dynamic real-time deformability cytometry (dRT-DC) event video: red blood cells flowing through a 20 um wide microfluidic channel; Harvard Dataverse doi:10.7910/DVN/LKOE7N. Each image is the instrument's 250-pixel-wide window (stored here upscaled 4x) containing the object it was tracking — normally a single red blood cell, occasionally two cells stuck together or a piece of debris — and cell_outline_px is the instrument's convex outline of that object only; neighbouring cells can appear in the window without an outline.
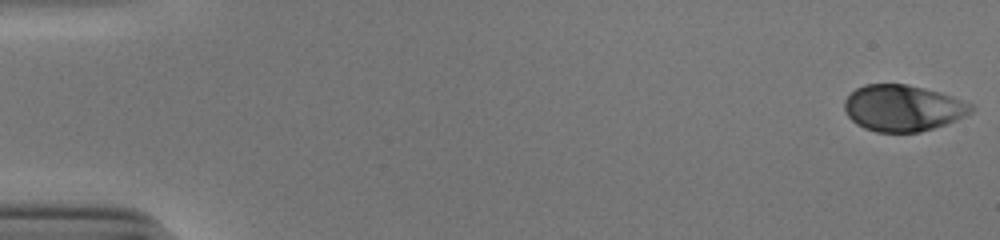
{"species": "human", "species_latin": "Homo sapiens", "temperature_condition": "cold", "stored_images_in_passage": 53, "camera_frame_rate_fps": 3000, "um_per_image_px": 0.085, "donor": {"sex": "male"}, "frame": {"image": 1, "passage_image": 1, "time_ms": 0.0, "image_size_px": [1000, 240], "cell_outline_px": [[972, 112], [956, 120], [920, 132], [876, 132], [864, 128], [856, 124], [848, 116], [844, 108], [844, 100], [856, 88], [864, 84], [908, 84], [940, 92], [952, 96], [972, 104]], "centroid_in_image_um": [76.72, 9.18], "position_along_channel_um": 8.3, "area_um2": 34.1}}
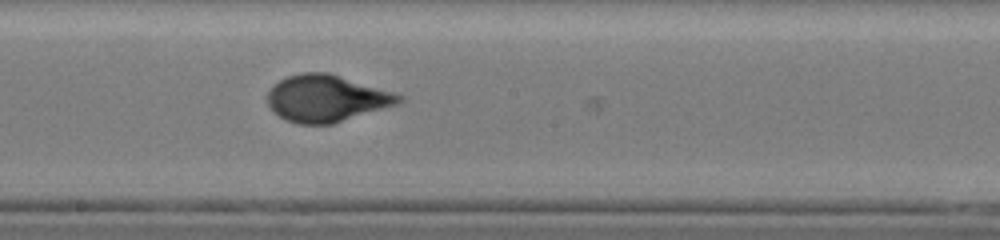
{"frame": {"image": 2, "passage_image": 30, "time_ms": 9.667, "image_size_px": [1000, 240], "cell_outline_px": [[404, 100], [400, 104], [332, 124], [300, 124], [288, 120], [272, 112], [268, 104], [268, 92], [272, 84], [288, 76], [300, 72], [328, 72], [392, 92], [404, 96]], "centroid_in_image_um": [27.75, 8.36], "position_along_channel_um": 220.4, "area_um2": 35.89}}
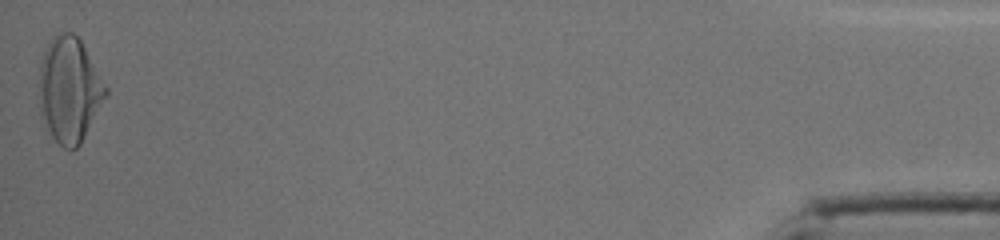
{"frame": {"image": 3, "passage_image": 53, "time_ms": 17.333, "image_size_px": [1000, 240], "cell_outline_px": [[108, 96], [80, 144], [76, 148], [64, 148], [44, 128], [40, 116], [36, 96], [40, 64], [44, 52], [52, 36], [60, 32], [72, 32], [80, 40], [108, 88]], "centroid_in_image_um": [5.85, 7.65], "position_along_channel_um": 429.3, "area_um2": 41.56}, "authors_computed_cell_mechanics": {"area_um2": 35.2002, "velocity_mm_per_s": 3.8872, "shape_relaxation_time_tau1_ms": 5.0934, "shape_relaxation_time_tau2_ms": null, "deformation_change_tau1": 0.235, "deformation_change_tau2": null}}